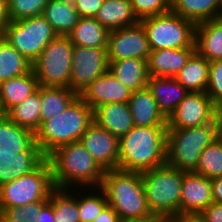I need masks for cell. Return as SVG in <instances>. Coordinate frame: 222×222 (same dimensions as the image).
Wrapping results in <instances>:
<instances>
[{"label": "cell", "mask_w": 222, "mask_h": 222, "mask_svg": "<svg viewBox=\"0 0 222 222\" xmlns=\"http://www.w3.org/2000/svg\"><path fill=\"white\" fill-rule=\"evenodd\" d=\"M167 126H134L119 139L118 169L144 172L166 164Z\"/></svg>", "instance_id": "cell-1"}, {"label": "cell", "mask_w": 222, "mask_h": 222, "mask_svg": "<svg viewBox=\"0 0 222 222\" xmlns=\"http://www.w3.org/2000/svg\"><path fill=\"white\" fill-rule=\"evenodd\" d=\"M46 159L51 165L55 188L69 190L75 184L76 187L96 186L94 191L99 190L105 171L80 140L56 148Z\"/></svg>", "instance_id": "cell-2"}, {"label": "cell", "mask_w": 222, "mask_h": 222, "mask_svg": "<svg viewBox=\"0 0 222 222\" xmlns=\"http://www.w3.org/2000/svg\"><path fill=\"white\" fill-rule=\"evenodd\" d=\"M99 188L105 192L109 206L117 212L122 222L153 217L148 208L140 172L106 170Z\"/></svg>", "instance_id": "cell-3"}, {"label": "cell", "mask_w": 222, "mask_h": 222, "mask_svg": "<svg viewBox=\"0 0 222 222\" xmlns=\"http://www.w3.org/2000/svg\"><path fill=\"white\" fill-rule=\"evenodd\" d=\"M93 122V109L78 95L64 112L41 123L35 142L47 157L56 148L79 141Z\"/></svg>", "instance_id": "cell-4"}, {"label": "cell", "mask_w": 222, "mask_h": 222, "mask_svg": "<svg viewBox=\"0 0 222 222\" xmlns=\"http://www.w3.org/2000/svg\"><path fill=\"white\" fill-rule=\"evenodd\" d=\"M184 171L167 163L141 173L148 208L153 216L170 220L180 214Z\"/></svg>", "instance_id": "cell-5"}, {"label": "cell", "mask_w": 222, "mask_h": 222, "mask_svg": "<svg viewBox=\"0 0 222 222\" xmlns=\"http://www.w3.org/2000/svg\"><path fill=\"white\" fill-rule=\"evenodd\" d=\"M218 137L217 118L202 126L167 128L166 163L180 171L194 172L202 151Z\"/></svg>", "instance_id": "cell-6"}, {"label": "cell", "mask_w": 222, "mask_h": 222, "mask_svg": "<svg viewBox=\"0 0 222 222\" xmlns=\"http://www.w3.org/2000/svg\"><path fill=\"white\" fill-rule=\"evenodd\" d=\"M74 45L69 36L57 35L32 63L39 86L69 87Z\"/></svg>", "instance_id": "cell-7"}, {"label": "cell", "mask_w": 222, "mask_h": 222, "mask_svg": "<svg viewBox=\"0 0 222 222\" xmlns=\"http://www.w3.org/2000/svg\"><path fill=\"white\" fill-rule=\"evenodd\" d=\"M54 189L51 165L45 159L31 173L0 186V207L10 208L49 200Z\"/></svg>", "instance_id": "cell-8"}, {"label": "cell", "mask_w": 222, "mask_h": 222, "mask_svg": "<svg viewBox=\"0 0 222 222\" xmlns=\"http://www.w3.org/2000/svg\"><path fill=\"white\" fill-rule=\"evenodd\" d=\"M146 29L151 51L195 47L196 24L172 11L140 21Z\"/></svg>", "instance_id": "cell-9"}, {"label": "cell", "mask_w": 222, "mask_h": 222, "mask_svg": "<svg viewBox=\"0 0 222 222\" xmlns=\"http://www.w3.org/2000/svg\"><path fill=\"white\" fill-rule=\"evenodd\" d=\"M56 36L43 15L10 21L3 34L8 43L31 63Z\"/></svg>", "instance_id": "cell-10"}, {"label": "cell", "mask_w": 222, "mask_h": 222, "mask_svg": "<svg viewBox=\"0 0 222 222\" xmlns=\"http://www.w3.org/2000/svg\"><path fill=\"white\" fill-rule=\"evenodd\" d=\"M109 71L107 48L74 46L70 89L80 95L93 81Z\"/></svg>", "instance_id": "cell-11"}, {"label": "cell", "mask_w": 222, "mask_h": 222, "mask_svg": "<svg viewBox=\"0 0 222 222\" xmlns=\"http://www.w3.org/2000/svg\"><path fill=\"white\" fill-rule=\"evenodd\" d=\"M218 107L206 93L189 92L167 118V128L182 129L202 126L217 118Z\"/></svg>", "instance_id": "cell-12"}, {"label": "cell", "mask_w": 222, "mask_h": 222, "mask_svg": "<svg viewBox=\"0 0 222 222\" xmlns=\"http://www.w3.org/2000/svg\"><path fill=\"white\" fill-rule=\"evenodd\" d=\"M150 52L147 32L141 22L108 33V61L126 58L148 60Z\"/></svg>", "instance_id": "cell-13"}, {"label": "cell", "mask_w": 222, "mask_h": 222, "mask_svg": "<svg viewBox=\"0 0 222 222\" xmlns=\"http://www.w3.org/2000/svg\"><path fill=\"white\" fill-rule=\"evenodd\" d=\"M80 142L104 171L118 169L119 139L106 129L93 122Z\"/></svg>", "instance_id": "cell-14"}, {"label": "cell", "mask_w": 222, "mask_h": 222, "mask_svg": "<svg viewBox=\"0 0 222 222\" xmlns=\"http://www.w3.org/2000/svg\"><path fill=\"white\" fill-rule=\"evenodd\" d=\"M212 202L211 180L194 172H184L180 214H200Z\"/></svg>", "instance_id": "cell-15"}, {"label": "cell", "mask_w": 222, "mask_h": 222, "mask_svg": "<svg viewBox=\"0 0 222 222\" xmlns=\"http://www.w3.org/2000/svg\"><path fill=\"white\" fill-rule=\"evenodd\" d=\"M131 93L108 71L93 81L79 96L94 110L99 105L128 103Z\"/></svg>", "instance_id": "cell-16"}, {"label": "cell", "mask_w": 222, "mask_h": 222, "mask_svg": "<svg viewBox=\"0 0 222 222\" xmlns=\"http://www.w3.org/2000/svg\"><path fill=\"white\" fill-rule=\"evenodd\" d=\"M194 52L195 47L151 51L147 60L149 76L175 78Z\"/></svg>", "instance_id": "cell-17"}, {"label": "cell", "mask_w": 222, "mask_h": 222, "mask_svg": "<svg viewBox=\"0 0 222 222\" xmlns=\"http://www.w3.org/2000/svg\"><path fill=\"white\" fill-rule=\"evenodd\" d=\"M94 122L118 139L125 136L133 127V117L128 103L99 105L93 110Z\"/></svg>", "instance_id": "cell-18"}, {"label": "cell", "mask_w": 222, "mask_h": 222, "mask_svg": "<svg viewBox=\"0 0 222 222\" xmlns=\"http://www.w3.org/2000/svg\"><path fill=\"white\" fill-rule=\"evenodd\" d=\"M128 104L134 126H167V118L159 110L155 98L147 87L133 91Z\"/></svg>", "instance_id": "cell-19"}, {"label": "cell", "mask_w": 222, "mask_h": 222, "mask_svg": "<svg viewBox=\"0 0 222 222\" xmlns=\"http://www.w3.org/2000/svg\"><path fill=\"white\" fill-rule=\"evenodd\" d=\"M147 88L157 102L159 110L168 118L178 104L189 94L176 78L149 76Z\"/></svg>", "instance_id": "cell-20"}, {"label": "cell", "mask_w": 222, "mask_h": 222, "mask_svg": "<svg viewBox=\"0 0 222 222\" xmlns=\"http://www.w3.org/2000/svg\"><path fill=\"white\" fill-rule=\"evenodd\" d=\"M45 159L41 151L0 153V186L31 173Z\"/></svg>", "instance_id": "cell-21"}, {"label": "cell", "mask_w": 222, "mask_h": 222, "mask_svg": "<svg viewBox=\"0 0 222 222\" xmlns=\"http://www.w3.org/2000/svg\"><path fill=\"white\" fill-rule=\"evenodd\" d=\"M25 151H41L35 142V133L3 116L0 119V153Z\"/></svg>", "instance_id": "cell-22"}, {"label": "cell", "mask_w": 222, "mask_h": 222, "mask_svg": "<svg viewBox=\"0 0 222 222\" xmlns=\"http://www.w3.org/2000/svg\"><path fill=\"white\" fill-rule=\"evenodd\" d=\"M195 51L210 62L222 59V20L217 18L195 26Z\"/></svg>", "instance_id": "cell-23"}, {"label": "cell", "mask_w": 222, "mask_h": 222, "mask_svg": "<svg viewBox=\"0 0 222 222\" xmlns=\"http://www.w3.org/2000/svg\"><path fill=\"white\" fill-rule=\"evenodd\" d=\"M109 72L131 92L147 87L149 78L147 60L126 58L109 61Z\"/></svg>", "instance_id": "cell-24"}, {"label": "cell", "mask_w": 222, "mask_h": 222, "mask_svg": "<svg viewBox=\"0 0 222 222\" xmlns=\"http://www.w3.org/2000/svg\"><path fill=\"white\" fill-rule=\"evenodd\" d=\"M39 87L38 80L31 70L25 75H20L0 83V105L6 114L11 108L23 102Z\"/></svg>", "instance_id": "cell-25"}, {"label": "cell", "mask_w": 222, "mask_h": 222, "mask_svg": "<svg viewBox=\"0 0 222 222\" xmlns=\"http://www.w3.org/2000/svg\"><path fill=\"white\" fill-rule=\"evenodd\" d=\"M95 19L108 31L137 24L130 0H104Z\"/></svg>", "instance_id": "cell-26"}, {"label": "cell", "mask_w": 222, "mask_h": 222, "mask_svg": "<svg viewBox=\"0 0 222 222\" xmlns=\"http://www.w3.org/2000/svg\"><path fill=\"white\" fill-rule=\"evenodd\" d=\"M210 61L196 51L175 77L189 92L206 93Z\"/></svg>", "instance_id": "cell-27"}, {"label": "cell", "mask_w": 222, "mask_h": 222, "mask_svg": "<svg viewBox=\"0 0 222 222\" xmlns=\"http://www.w3.org/2000/svg\"><path fill=\"white\" fill-rule=\"evenodd\" d=\"M109 31L95 18H80L68 35L74 46L107 48Z\"/></svg>", "instance_id": "cell-28"}, {"label": "cell", "mask_w": 222, "mask_h": 222, "mask_svg": "<svg viewBox=\"0 0 222 222\" xmlns=\"http://www.w3.org/2000/svg\"><path fill=\"white\" fill-rule=\"evenodd\" d=\"M42 15L56 34L63 36H68L80 19L74 4H66L57 0H49Z\"/></svg>", "instance_id": "cell-29"}, {"label": "cell", "mask_w": 222, "mask_h": 222, "mask_svg": "<svg viewBox=\"0 0 222 222\" xmlns=\"http://www.w3.org/2000/svg\"><path fill=\"white\" fill-rule=\"evenodd\" d=\"M77 96L69 87L40 86L41 123L56 118Z\"/></svg>", "instance_id": "cell-30"}, {"label": "cell", "mask_w": 222, "mask_h": 222, "mask_svg": "<svg viewBox=\"0 0 222 222\" xmlns=\"http://www.w3.org/2000/svg\"><path fill=\"white\" fill-rule=\"evenodd\" d=\"M221 0H172L171 11L195 24L217 18Z\"/></svg>", "instance_id": "cell-31"}, {"label": "cell", "mask_w": 222, "mask_h": 222, "mask_svg": "<svg viewBox=\"0 0 222 222\" xmlns=\"http://www.w3.org/2000/svg\"><path fill=\"white\" fill-rule=\"evenodd\" d=\"M5 115L18 126L35 133L41 125L40 86L33 94L11 108Z\"/></svg>", "instance_id": "cell-32"}, {"label": "cell", "mask_w": 222, "mask_h": 222, "mask_svg": "<svg viewBox=\"0 0 222 222\" xmlns=\"http://www.w3.org/2000/svg\"><path fill=\"white\" fill-rule=\"evenodd\" d=\"M32 70V63L22 56L8 41L0 37V83L25 75Z\"/></svg>", "instance_id": "cell-33"}, {"label": "cell", "mask_w": 222, "mask_h": 222, "mask_svg": "<svg viewBox=\"0 0 222 222\" xmlns=\"http://www.w3.org/2000/svg\"><path fill=\"white\" fill-rule=\"evenodd\" d=\"M66 190L55 188L50 193L49 201L54 207V219L56 222H80L78 197L81 196L68 194L69 191Z\"/></svg>", "instance_id": "cell-34"}, {"label": "cell", "mask_w": 222, "mask_h": 222, "mask_svg": "<svg viewBox=\"0 0 222 222\" xmlns=\"http://www.w3.org/2000/svg\"><path fill=\"white\" fill-rule=\"evenodd\" d=\"M194 173L210 180L222 176V140L219 137L202 151Z\"/></svg>", "instance_id": "cell-35"}, {"label": "cell", "mask_w": 222, "mask_h": 222, "mask_svg": "<svg viewBox=\"0 0 222 222\" xmlns=\"http://www.w3.org/2000/svg\"><path fill=\"white\" fill-rule=\"evenodd\" d=\"M100 194L90 193L78 200L80 222H93L95 218L109 205L105 192L100 188ZM96 194V195H95ZM103 195V196H102Z\"/></svg>", "instance_id": "cell-36"}, {"label": "cell", "mask_w": 222, "mask_h": 222, "mask_svg": "<svg viewBox=\"0 0 222 222\" xmlns=\"http://www.w3.org/2000/svg\"><path fill=\"white\" fill-rule=\"evenodd\" d=\"M48 200H40L24 206L1 208L0 222H36L41 207Z\"/></svg>", "instance_id": "cell-37"}, {"label": "cell", "mask_w": 222, "mask_h": 222, "mask_svg": "<svg viewBox=\"0 0 222 222\" xmlns=\"http://www.w3.org/2000/svg\"><path fill=\"white\" fill-rule=\"evenodd\" d=\"M49 0H8L10 21L40 16Z\"/></svg>", "instance_id": "cell-38"}, {"label": "cell", "mask_w": 222, "mask_h": 222, "mask_svg": "<svg viewBox=\"0 0 222 222\" xmlns=\"http://www.w3.org/2000/svg\"><path fill=\"white\" fill-rule=\"evenodd\" d=\"M135 17L141 20L162 15L172 8V0H130Z\"/></svg>", "instance_id": "cell-39"}, {"label": "cell", "mask_w": 222, "mask_h": 222, "mask_svg": "<svg viewBox=\"0 0 222 222\" xmlns=\"http://www.w3.org/2000/svg\"><path fill=\"white\" fill-rule=\"evenodd\" d=\"M206 94L218 107H222V59L210 62Z\"/></svg>", "instance_id": "cell-40"}, {"label": "cell", "mask_w": 222, "mask_h": 222, "mask_svg": "<svg viewBox=\"0 0 222 222\" xmlns=\"http://www.w3.org/2000/svg\"><path fill=\"white\" fill-rule=\"evenodd\" d=\"M104 0H75L74 7L80 18H95Z\"/></svg>", "instance_id": "cell-41"}, {"label": "cell", "mask_w": 222, "mask_h": 222, "mask_svg": "<svg viewBox=\"0 0 222 222\" xmlns=\"http://www.w3.org/2000/svg\"><path fill=\"white\" fill-rule=\"evenodd\" d=\"M199 215L204 222H222V204L212 202Z\"/></svg>", "instance_id": "cell-42"}, {"label": "cell", "mask_w": 222, "mask_h": 222, "mask_svg": "<svg viewBox=\"0 0 222 222\" xmlns=\"http://www.w3.org/2000/svg\"><path fill=\"white\" fill-rule=\"evenodd\" d=\"M36 222H56L54 219V207L49 200L41 207Z\"/></svg>", "instance_id": "cell-43"}, {"label": "cell", "mask_w": 222, "mask_h": 222, "mask_svg": "<svg viewBox=\"0 0 222 222\" xmlns=\"http://www.w3.org/2000/svg\"><path fill=\"white\" fill-rule=\"evenodd\" d=\"M93 222H122L117 212L111 207L107 206Z\"/></svg>", "instance_id": "cell-44"}, {"label": "cell", "mask_w": 222, "mask_h": 222, "mask_svg": "<svg viewBox=\"0 0 222 222\" xmlns=\"http://www.w3.org/2000/svg\"><path fill=\"white\" fill-rule=\"evenodd\" d=\"M9 22L8 0H0V37L3 36Z\"/></svg>", "instance_id": "cell-45"}, {"label": "cell", "mask_w": 222, "mask_h": 222, "mask_svg": "<svg viewBox=\"0 0 222 222\" xmlns=\"http://www.w3.org/2000/svg\"><path fill=\"white\" fill-rule=\"evenodd\" d=\"M211 183L213 202L222 204V176L212 179Z\"/></svg>", "instance_id": "cell-46"}, {"label": "cell", "mask_w": 222, "mask_h": 222, "mask_svg": "<svg viewBox=\"0 0 222 222\" xmlns=\"http://www.w3.org/2000/svg\"><path fill=\"white\" fill-rule=\"evenodd\" d=\"M169 222H204L199 214H179L169 220Z\"/></svg>", "instance_id": "cell-47"}, {"label": "cell", "mask_w": 222, "mask_h": 222, "mask_svg": "<svg viewBox=\"0 0 222 222\" xmlns=\"http://www.w3.org/2000/svg\"><path fill=\"white\" fill-rule=\"evenodd\" d=\"M217 121H218V135L219 138L222 140V107L218 108Z\"/></svg>", "instance_id": "cell-48"}, {"label": "cell", "mask_w": 222, "mask_h": 222, "mask_svg": "<svg viewBox=\"0 0 222 222\" xmlns=\"http://www.w3.org/2000/svg\"><path fill=\"white\" fill-rule=\"evenodd\" d=\"M128 222H169V220L159 217V216H153L147 220H142V221H128Z\"/></svg>", "instance_id": "cell-49"}, {"label": "cell", "mask_w": 222, "mask_h": 222, "mask_svg": "<svg viewBox=\"0 0 222 222\" xmlns=\"http://www.w3.org/2000/svg\"><path fill=\"white\" fill-rule=\"evenodd\" d=\"M217 19L222 20V0H221V6L217 15Z\"/></svg>", "instance_id": "cell-50"}, {"label": "cell", "mask_w": 222, "mask_h": 222, "mask_svg": "<svg viewBox=\"0 0 222 222\" xmlns=\"http://www.w3.org/2000/svg\"><path fill=\"white\" fill-rule=\"evenodd\" d=\"M57 1H62L66 4H74L75 3V0H57Z\"/></svg>", "instance_id": "cell-51"}, {"label": "cell", "mask_w": 222, "mask_h": 222, "mask_svg": "<svg viewBox=\"0 0 222 222\" xmlns=\"http://www.w3.org/2000/svg\"><path fill=\"white\" fill-rule=\"evenodd\" d=\"M3 116H5V114H4V112H3L2 108H1V105H0V119H1Z\"/></svg>", "instance_id": "cell-52"}]
</instances>
